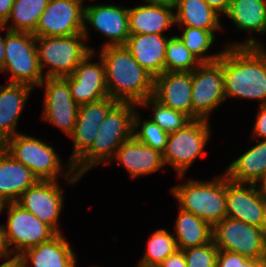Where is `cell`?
<instances>
[{
	"label": "cell",
	"mask_w": 266,
	"mask_h": 267,
	"mask_svg": "<svg viewBox=\"0 0 266 267\" xmlns=\"http://www.w3.org/2000/svg\"><path fill=\"white\" fill-rule=\"evenodd\" d=\"M13 256V253L9 247L3 224L0 225V259H7Z\"/></svg>",
	"instance_id": "60d3db41"
},
{
	"label": "cell",
	"mask_w": 266,
	"mask_h": 267,
	"mask_svg": "<svg viewBox=\"0 0 266 267\" xmlns=\"http://www.w3.org/2000/svg\"><path fill=\"white\" fill-rule=\"evenodd\" d=\"M213 228L194 214L178 209L175 221L177 247L180 250L201 246L212 240Z\"/></svg>",
	"instance_id": "83f0119b"
},
{
	"label": "cell",
	"mask_w": 266,
	"mask_h": 267,
	"mask_svg": "<svg viewBox=\"0 0 266 267\" xmlns=\"http://www.w3.org/2000/svg\"><path fill=\"white\" fill-rule=\"evenodd\" d=\"M146 251L136 267H157L178 250L174 235L167 229H157L150 235Z\"/></svg>",
	"instance_id": "f546056e"
},
{
	"label": "cell",
	"mask_w": 266,
	"mask_h": 267,
	"mask_svg": "<svg viewBox=\"0 0 266 267\" xmlns=\"http://www.w3.org/2000/svg\"><path fill=\"white\" fill-rule=\"evenodd\" d=\"M228 46H262L265 51H266V48H265V45L264 44H261L260 41H257V39L255 40V38L253 39V36L247 38L245 41H232L230 42L229 44L226 45V47Z\"/></svg>",
	"instance_id": "f6af8a7d"
},
{
	"label": "cell",
	"mask_w": 266,
	"mask_h": 267,
	"mask_svg": "<svg viewBox=\"0 0 266 267\" xmlns=\"http://www.w3.org/2000/svg\"><path fill=\"white\" fill-rule=\"evenodd\" d=\"M0 267H25V265L20 255H13L7 258V260L5 259V262Z\"/></svg>",
	"instance_id": "ee69618b"
},
{
	"label": "cell",
	"mask_w": 266,
	"mask_h": 267,
	"mask_svg": "<svg viewBox=\"0 0 266 267\" xmlns=\"http://www.w3.org/2000/svg\"><path fill=\"white\" fill-rule=\"evenodd\" d=\"M6 151L18 162L31 170L33 175L41 181H58V176L63 175L66 182L76 184L81 177L76 175L73 164L61 165L62 159L53 146L39 138L16 134L6 140Z\"/></svg>",
	"instance_id": "277c9868"
},
{
	"label": "cell",
	"mask_w": 266,
	"mask_h": 267,
	"mask_svg": "<svg viewBox=\"0 0 266 267\" xmlns=\"http://www.w3.org/2000/svg\"><path fill=\"white\" fill-rule=\"evenodd\" d=\"M84 3L78 0H49L39 18L36 37L82 34Z\"/></svg>",
	"instance_id": "5bb4252c"
},
{
	"label": "cell",
	"mask_w": 266,
	"mask_h": 267,
	"mask_svg": "<svg viewBox=\"0 0 266 267\" xmlns=\"http://www.w3.org/2000/svg\"><path fill=\"white\" fill-rule=\"evenodd\" d=\"M150 3H155V4H161V5H167L170 7H175L178 3L179 0H142Z\"/></svg>",
	"instance_id": "681fc988"
},
{
	"label": "cell",
	"mask_w": 266,
	"mask_h": 267,
	"mask_svg": "<svg viewBox=\"0 0 266 267\" xmlns=\"http://www.w3.org/2000/svg\"><path fill=\"white\" fill-rule=\"evenodd\" d=\"M193 119L209 121V115L225 100L223 53L214 62H203L192 71Z\"/></svg>",
	"instance_id": "8fae6325"
},
{
	"label": "cell",
	"mask_w": 266,
	"mask_h": 267,
	"mask_svg": "<svg viewBox=\"0 0 266 267\" xmlns=\"http://www.w3.org/2000/svg\"><path fill=\"white\" fill-rule=\"evenodd\" d=\"M63 233L20 254L25 267H76L77 256Z\"/></svg>",
	"instance_id": "ffe728a7"
},
{
	"label": "cell",
	"mask_w": 266,
	"mask_h": 267,
	"mask_svg": "<svg viewBox=\"0 0 266 267\" xmlns=\"http://www.w3.org/2000/svg\"><path fill=\"white\" fill-rule=\"evenodd\" d=\"M128 13L129 8L115 4L85 5L82 34L88 40L91 26L108 38L102 47L125 45L130 36Z\"/></svg>",
	"instance_id": "7c38bea8"
},
{
	"label": "cell",
	"mask_w": 266,
	"mask_h": 267,
	"mask_svg": "<svg viewBox=\"0 0 266 267\" xmlns=\"http://www.w3.org/2000/svg\"><path fill=\"white\" fill-rule=\"evenodd\" d=\"M175 24L203 30H222L220 15L204 0H179L174 7Z\"/></svg>",
	"instance_id": "4316f807"
},
{
	"label": "cell",
	"mask_w": 266,
	"mask_h": 267,
	"mask_svg": "<svg viewBox=\"0 0 266 267\" xmlns=\"http://www.w3.org/2000/svg\"><path fill=\"white\" fill-rule=\"evenodd\" d=\"M140 117L141 113L136 109L133 117V137L138 142L163 153L169 134L151 119L142 120Z\"/></svg>",
	"instance_id": "836d02e7"
},
{
	"label": "cell",
	"mask_w": 266,
	"mask_h": 267,
	"mask_svg": "<svg viewBox=\"0 0 266 267\" xmlns=\"http://www.w3.org/2000/svg\"><path fill=\"white\" fill-rule=\"evenodd\" d=\"M255 185H256L258 192L264 198H266V170L263 172L262 176L255 182Z\"/></svg>",
	"instance_id": "7dc6e473"
},
{
	"label": "cell",
	"mask_w": 266,
	"mask_h": 267,
	"mask_svg": "<svg viewBox=\"0 0 266 267\" xmlns=\"http://www.w3.org/2000/svg\"><path fill=\"white\" fill-rule=\"evenodd\" d=\"M157 267H187L183 250H176Z\"/></svg>",
	"instance_id": "ab89813d"
},
{
	"label": "cell",
	"mask_w": 266,
	"mask_h": 267,
	"mask_svg": "<svg viewBox=\"0 0 266 267\" xmlns=\"http://www.w3.org/2000/svg\"><path fill=\"white\" fill-rule=\"evenodd\" d=\"M113 161L121 164L132 179L150 175L166 167L162 152L138 142L134 137L117 149L110 163Z\"/></svg>",
	"instance_id": "d6986e66"
},
{
	"label": "cell",
	"mask_w": 266,
	"mask_h": 267,
	"mask_svg": "<svg viewBox=\"0 0 266 267\" xmlns=\"http://www.w3.org/2000/svg\"><path fill=\"white\" fill-rule=\"evenodd\" d=\"M83 34L36 37L39 65L45 78L70 76L80 61L94 48L88 46ZM44 67L48 70L44 72Z\"/></svg>",
	"instance_id": "8992f818"
},
{
	"label": "cell",
	"mask_w": 266,
	"mask_h": 267,
	"mask_svg": "<svg viewBox=\"0 0 266 267\" xmlns=\"http://www.w3.org/2000/svg\"><path fill=\"white\" fill-rule=\"evenodd\" d=\"M210 128L208 120L191 119L182 128L169 134L162 154L165 165L173 167L177 177L183 178L194 161L206 155L205 147L211 137Z\"/></svg>",
	"instance_id": "52a82bcc"
},
{
	"label": "cell",
	"mask_w": 266,
	"mask_h": 267,
	"mask_svg": "<svg viewBox=\"0 0 266 267\" xmlns=\"http://www.w3.org/2000/svg\"><path fill=\"white\" fill-rule=\"evenodd\" d=\"M192 72H163L154 78L153 97L193 119Z\"/></svg>",
	"instance_id": "ac0fdd59"
},
{
	"label": "cell",
	"mask_w": 266,
	"mask_h": 267,
	"mask_svg": "<svg viewBox=\"0 0 266 267\" xmlns=\"http://www.w3.org/2000/svg\"><path fill=\"white\" fill-rule=\"evenodd\" d=\"M4 29H6V26L4 25V23H0V34L2 31H4ZM5 40H6V33L5 36L2 37L0 35V71H3L4 68V60H5Z\"/></svg>",
	"instance_id": "bcb514c9"
},
{
	"label": "cell",
	"mask_w": 266,
	"mask_h": 267,
	"mask_svg": "<svg viewBox=\"0 0 266 267\" xmlns=\"http://www.w3.org/2000/svg\"><path fill=\"white\" fill-rule=\"evenodd\" d=\"M248 258L227 250H219L216 267H240V262H245Z\"/></svg>",
	"instance_id": "f35d334b"
},
{
	"label": "cell",
	"mask_w": 266,
	"mask_h": 267,
	"mask_svg": "<svg viewBox=\"0 0 266 267\" xmlns=\"http://www.w3.org/2000/svg\"><path fill=\"white\" fill-rule=\"evenodd\" d=\"M103 121L76 120L73 132L69 136L73 140V152L69 157L72 164L92 145Z\"/></svg>",
	"instance_id": "e575fe53"
},
{
	"label": "cell",
	"mask_w": 266,
	"mask_h": 267,
	"mask_svg": "<svg viewBox=\"0 0 266 267\" xmlns=\"http://www.w3.org/2000/svg\"><path fill=\"white\" fill-rule=\"evenodd\" d=\"M78 1H80V2H82V3L84 2V0H78ZM89 1H93V2H94L95 0H89Z\"/></svg>",
	"instance_id": "db71d44e"
},
{
	"label": "cell",
	"mask_w": 266,
	"mask_h": 267,
	"mask_svg": "<svg viewBox=\"0 0 266 267\" xmlns=\"http://www.w3.org/2000/svg\"><path fill=\"white\" fill-rule=\"evenodd\" d=\"M33 90L25 84L0 85V139L6 141L20 133L16 128L17 123Z\"/></svg>",
	"instance_id": "7402d4cb"
},
{
	"label": "cell",
	"mask_w": 266,
	"mask_h": 267,
	"mask_svg": "<svg viewBox=\"0 0 266 267\" xmlns=\"http://www.w3.org/2000/svg\"><path fill=\"white\" fill-rule=\"evenodd\" d=\"M252 136V140H266V104L258 106Z\"/></svg>",
	"instance_id": "74e56055"
},
{
	"label": "cell",
	"mask_w": 266,
	"mask_h": 267,
	"mask_svg": "<svg viewBox=\"0 0 266 267\" xmlns=\"http://www.w3.org/2000/svg\"><path fill=\"white\" fill-rule=\"evenodd\" d=\"M265 170L266 140H259L258 144L231 162L224 173L233 182L255 184Z\"/></svg>",
	"instance_id": "484cf974"
},
{
	"label": "cell",
	"mask_w": 266,
	"mask_h": 267,
	"mask_svg": "<svg viewBox=\"0 0 266 267\" xmlns=\"http://www.w3.org/2000/svg\"><path fill=\"white\" fill-rule=\"evenodd\" d=\"M219 249L213 239L204 245L183 250L187 267H216Z\"/></svg>",
	"instance_id": "d590c367"
},
{
	"label": "cell",
	"mask_w": 266,
	"mask_h": 267,
	"mask_svg": "<svg viewBox=\"0 0 266 267\" xmlns=\"http://www.w3.org/2000/svg\"><path fill=\"white\" fill-rule=\"evenodd\" d=\"M216 13L223 16L227 13L231 0H204Z\"/></svg>",
	"instance_id": "b9f144b4"
},
{
	"label": "cell",
	"mask_w": 266,
	"mask_h": 267,
	"mask_svg": "<svg viewBox=\"0 0 266 267\" xmlns=\"http://www.w3.org/2000/svg\"><path fill=\"white\" fill-rule=\"evenodd\" d=\"M109 97L139 105L153 96L154 77L133 58L125 45L106 46L99 51Z\"/></svg>",
	"instance_id": "7a4b0ae2"
},
{
	"label": "cell",
	"mask_w": 266,
	"mask_h": 267,
	"mask_svg": "<svg viewBox=\"0 0 266 267\" xmlns=\"http://www.w3.org/2000/svg\"><path fill=\"white\" fill-rule=\"evenodd\" d=\"M4 205H5V202L0 199V213L3 211Z\"/></svg>",
	"instance_id": "816d5d0a"
},
{
	"label": "cell",
	"mask_w": 266,
	"mask_h": 267,
	"mask_svg": "<svg viewBox=\"0 0 266 267\" xmlns=\"http://www.w3.org/2000/svg\"><path fill=\"white\" fill-rule=\"evenodd\" d=\"M48 2L49 0H14L4 25L9 31L34 33ZM11 20L12 23L9 26L8 22Z\"/></svg>",
	"instance_id": "f1b7e54d"
},
{
	"label": "cell",
	"mask_w": 266,
	"mask_h": 267,
	"mask_svg": "<svg viewBox=\"0 0 266 267\" xmlns=\"http://www.w3.org/2000/svg\"><path fill=\"white\" fill-rule=\"evenodd\" d=\"M138 105L118 102L99 126L92 145L73 163L76 175L83 177L90 169L110 165L117 149L133 137V117Z\"/></svg>",
	"instance_id": "3957f363"
},
{
	"label": "cell",
	"mask_w": 266,
	"mask_h": 267,
	"mask_svg": "<svg viewBox=\"0 0 266 267\" xmlns=\"http://www.w3.org/2000/svg\"><path fill=\"white\" fill-rule=\"evenodd\" d=\"M14 0H0V23H5L10 15Z\"/></svg>",
	"instance_id": "7bdbcfd3"
},
{
	"label": "cell",
	"mask_w": 266,
	"mask_h": 267,
	"mask_svg": "<svg viewBox=\"0 0 266 267\" xmlns=\"http://www.w3.org/2000/svg\"><path fill=\"white\" fill-rule=\"evenodd\" d=\"M118 103L111 97L90 102L78 107L76 120L104 121L107 113Z\"/></svg>",
	"instance_id": "8d00e7d4"
},
{
	"label": "cell",
	"mask_w": 266,
	"mask_h": 267,
	"mask_svg": "<svg viewBox=\"0 0 266 267\" xmlns=\"http://www.w3.org/2000/svg\"><path fill=\"white\" fill-rule=\"evenodd\" d=\"M226 217L266 229V198L254 183H237L226 176Z\"/></svg>",
	"instance_id": "9a60e30c"
},
{
	"label": "cell",
	"mask_w": 266,
	"mask_h": 267,
	"mask_svg": "<svg viewBox=\"0 0 266 267\" xmlns=\"http://www.w3.org/2000/svg\"><path fill=\"white\" fill-rule=\"evenodd\" d=\"M61 187L58 181L38 180L19 197L16 203L46 223L56 233H62L58 225L65 202Z\"/></svg>",
	"instance_id": "2e32d148"
},
{
	"label": "cell",
	"mask_w": 266,
	"mask_h": 267,
	"mask_svg": "<svg viewBox=\"0 0 266 267\" xmlns=\"http://www.w3.org/2000/svg\"><path fill=\"white\" fill-rule=\"evenodd\" d=\"M39 87L45 88L42 119L70 136L79 105L71 96L69 83L64 78H45Z\"/></svg>",
	"instance_id": "4fadbf2b"
},
{
	"label": "cell",
	"mask_w": 266,
	"mask_h": 267,
	"mask_svg": "<svg viewBox=\"0 0 266 267\" xmlns=\"http://www.w3.org/2000/svg\"><path fill=\"white\" fill-rule=\"evenodd\" d=\"M188 179L170 188L179 208L190 212L212 228L226 218V174L208 180Z\"/></svg>",
	"instance_id": "5b68a950"
},
{
	"label": "cell",
	"mask_w": 266,
	"mask_h": 267,
	"mask_svg": "<svg viewBox=\"0 0 266 267\" xmlns=\"http://www.w3.org/2000/svg\"><path fill=\"white\" fill-rule=\"evenodd\" d=\"M145 5L129 8L130 34H159L175 25L174 8L143 1Z\"/></svg>",
	"instance_id": "603a6c76"
},
{
	"label": "cell",
	"mask_w": 266,
	"mask_h": 267,
	"mask_svg": "<svg viewBox=\"0 0 266 267\" xmlns=\"http://www.w3.org/2000/svg\"><path fill=\"white\" fill-rule=\"evenodd\" d=\"M264 259H247L245 262H240V267H262Z\"/></svg>",
	"instance_id": "c3c4849f"
},
{
	"label": "cell",
	"mask_w": 266,
	"mask_h": 267,
	"mask_svg": "<svg viewBox=\"0 0 266 267\" xmlns=\"http://www.w3.org/2000/svg\"><path fill=\"white\" fill-rule=\"evenodd\" d=\"M200 64L199 59L177 35L169 37L165 52V72H192Z\"/></svg>",
	"instance_id": "1f68e13d"
},
{
	"label": "cell",
	"mask_w": 266,
	"mask_h": 267,
	"mask_svg": "<svg viewBox=\"0 0 266 267\" xmlns=\"http://www.w3.org/2000/svg\"><path fill=\"white\" fill-rule=\"evenodd\" d=\"M168 40L166 35L130 34L125 46L140 66L155 78L165 72Z\"/></svg>",
	"instance_id": "44dd1931"
},
{
	"label": "cell",
	"mask_w": 266,
	"mask_h": 267,
	"mask_svg": "<svg viewBox=\"0 0 266 267\" xmlns=\"http://www.w3.org/2000/svg\"><path fill=\"white\" fill-rule=\"evenodd\" d=\"M226 99L235 97L266 104V51L262 46H224Z\"/></svg>",
	"instance_id": "6da1fadb"
},
{
	"label": "cell",
	"mask_w": 266,
	"mask_h": 267,
	"mask_svg": "<svg viewBox=\"0 0 266 267\" xmlns=\"http://www.w3.org/2000/svg\"><path fill=\"white\" fill-rule=\"evenodd\" d=\"M183 29L181 36L177 35L185 47L191 51L201 63L218 60L223 50L215 53H207L212 45H215L216 32L220 30H203L194 27H180Z\"/></svg>",
	"instance_id": "4dcf8cb0"
},
{
	"label": "cell",
	"mask_w": 266,
	"mask_h": 267,
	"mask_svg": "<svg viewBox=\"0 0 266 267\" xmlns=\"http://www.w3.org/2000/svg\"><path fill=\"white\" fill-rule=\"evenodd\" d=\"M38 179L31 170L16 161L7 151L0 158V199L16 202Z\"/></svg>",
	"instance_id": "cb8c5ba5"
},
{
	"label": "cell",
	"mask_w": 266,
	"mask_h": 267,
	"mask_svg": "<svg viewBox=\"0 0 266 267\" xmlns=\"http://www.w3.org/2000/svg\"><path fill=\"white\" fill-rule=\"evenodd\" d=\"M262 267H266V258H264V261L262 263Z\"/></svg>",
	"instance_id": "f5cc1de1"
},
{
	"label": "cell",
	"mask_w": 266,
	"mask_h": 267,
	"mask_svg": "<svg viewBox=\"0 0 266 267\" xmlns=\"http://www.w3.org/2000/svg\"><path fill=\"white\" fill-rule=\"evenodd\" d=\"M3 73L9 72V83L38 87L45 79L41 71L33 33L6 30Z\"/></svg>",
	"instance_id": "ba28073f"
},
{
	"label": "cell",
	"mask_w": 266,
	"mask_h": 267,
	"mask_svg": "<svg viewBox=\"0 0 266 267\" xmlns=\"http://www.w3.org/2000/svg\"><path fill=\"white\" fill-rule=\"evenodd\" d=\"M7 224H3L6 238L13 255L49 241L57 233L46 223L25 210L16 202L5 203Z\"/></svg>",
	"instance_id": "30bf717a"
},
{
	"label": "cell",
	"mask_w": 266,
	"mask_h": 267,
	"mask_svg": "<svg viewBox=\"0 0 266 267\" xmlns=\"http://www.w3.org/2000/svg\"><path fill=\"white\" fill-rule=\"evenodd\" d=\"M212 239L219 250L248 259L266 258V229L226 217L213 227Z\"/></svg>",
	"instance_id": "9c48e42d"
},
{
	"label": "cell",
	"mask_w": 266,
	"mask_h": 267,
	"mask_svg": "<svg viewBox=\"0 0 266 267\" xmlns=\"http://www.w3.org/2000/svg\"><path fill=\"white\" fill-rule=\"evenodd\" d=\"M6 152V141L0 139V158Z\"/></svg>",
	"instance_id": "f907efd6"
},
{
	"label": "cell",
	"mask_w": 266,
	"mask_h": 267,
	"mask_svg": "<svg viewBox=\"0 0 266 267\" xmlns=\"http://www.w3.org/2000/svg\"><path fill=\"white\" fill-rule=\"evenodd\" d=\"M142 106L145 108L152 107L153 111L152 116H150L152 117L151 120L168 134L174 133L175 131L179 130L191 120L183 112L173 110L163 105L153 96L143 100L138 105V107Z\"/></svg>",
	"instance_id": "d6a6232c"
},
{
	"label": "cell",
	"mask_w": 266,
	"mask_h": 267,
	"mask_svg": "<svg viewBox=\"0 0 266 267\" xmlns=\"http://www.w3.org/2000/svg\"><path fill=\"white\" fill-rule=\"evenodd\" d=\"M234 23L236 30L246 33H266V0H231L224 15Z\"/></svg>",
	"instance_id": "d4e9b609"
},
{
	"label": "cell",
	"mask_w": 266,
	"mask_h": 267,
	"mask_svg": "<svg viewBox=\"0 0 266 267\" xmlns=\"http://www.w3.org/2000/svg\"><path fill=\"white\" fill-rule=\"evenodd\" d=\"M95 51H90L76 67L75 71L64 79L69 83L73 100L80 106L109 97L106 86L105 67L100 56L92 61Z\"/></svg>",
	"instance_id": "e0dca14e"
}]
</instances>
